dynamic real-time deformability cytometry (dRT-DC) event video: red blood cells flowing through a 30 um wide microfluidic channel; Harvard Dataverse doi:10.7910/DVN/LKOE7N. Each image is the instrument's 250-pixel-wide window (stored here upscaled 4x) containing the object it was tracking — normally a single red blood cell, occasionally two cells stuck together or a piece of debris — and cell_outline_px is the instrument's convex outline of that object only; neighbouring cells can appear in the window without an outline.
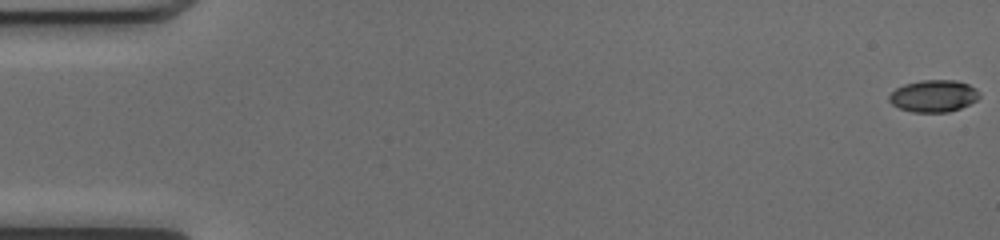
{"species": "common noctule bat (a hibernating species)", "species_latin": "Nyctalus noctula", "temperature_condition": "cold", "stored_images_in_passage": 11, "camera_frame_rate_fps": 3000, "um_per_image_px": 0.085, "animal": {"sex": "female", "body_mass_g": 17.0, "forearm_length_mm": 48.0}, "frame": {"image": 1, "passage_image": 1, "time_ms": 0.0, "image_size_px": [1000, 240], "cell_outline_px": [[980, 96], [976, 100], [960, 108], [948, 112], [912, 112], [900, 108], [892, 104], [888, 100], [888, 96], [896, 88], [904, 84], [920, 80], [956, 80], [968, 84], [976, 88], [980, 92]], "centroid_in_image_um": [79.35, 8.15], "position_along_channel_um": 5.6, "area_um2": 16.88}}